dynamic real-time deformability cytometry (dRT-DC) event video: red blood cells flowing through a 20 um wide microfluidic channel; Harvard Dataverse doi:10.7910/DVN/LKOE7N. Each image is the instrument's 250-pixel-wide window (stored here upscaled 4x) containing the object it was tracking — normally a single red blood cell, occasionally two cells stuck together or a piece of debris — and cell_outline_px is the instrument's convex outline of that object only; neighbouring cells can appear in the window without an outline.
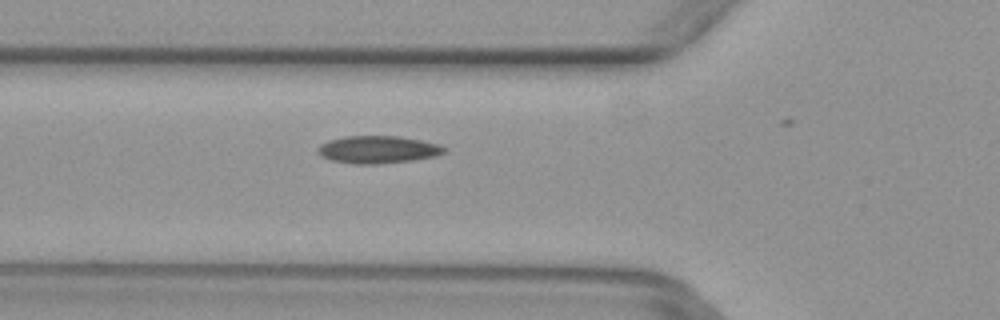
{"species": "common noctule bat (a hibernating species)", "species_latin": "Nyctalus noctula", "temperature_condition": "warm", "stored_images_in_passage": 20, "camera_frame_rate_fps": 3000, "um_per_image_px": 0.085, "animal": {"sex": "female", "body_mass_g": 29.2, "forearm_length_mm": 56.3}, "frame": {"image": 1, "passage_image": 14, "time_ms": 4.333, "image_size_px": [1000, 320], "cell_outline_px": [[448, 148], [444, 152], [436, 156], [412, 160], [380, 164], [352, 164], [332, 160], [320, 156], [316, 152], [316, 148], [320, 144], [328, 140], [344, 136], [400, 136], [440, 144]], "centroid_in_image_um": [32.09, 12.71], "position_along_channel_um": 93.7, "area_um2": 20.52}}